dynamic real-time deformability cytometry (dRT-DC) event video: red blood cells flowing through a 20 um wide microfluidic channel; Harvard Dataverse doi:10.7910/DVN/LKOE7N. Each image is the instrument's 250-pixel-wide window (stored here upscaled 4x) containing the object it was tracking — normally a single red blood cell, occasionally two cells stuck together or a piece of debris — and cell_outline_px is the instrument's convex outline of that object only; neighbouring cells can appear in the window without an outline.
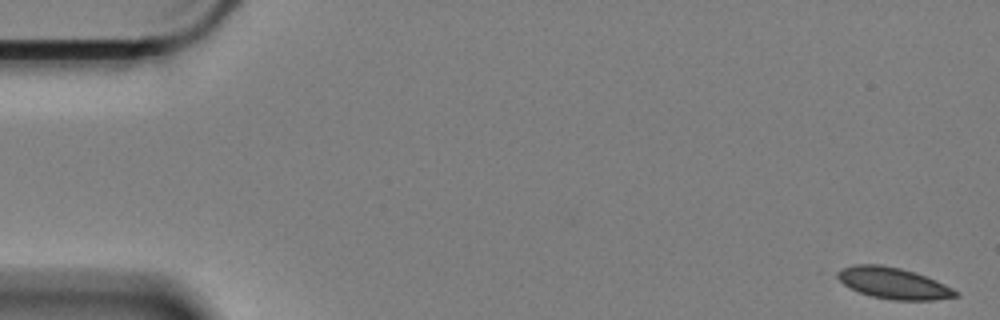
{"species": "Egyptian fruit bat (a non-hibernating species)", "species_latin": "Rousettus aegyptiacus", "temperature_condition": "cold", "stored_images_in_passage": 22, "camera_frame_rate_fps": 3000, "um_per_image_px": 0.085, "animal": {"sex": "female"}, "frame": {"image": 1, "passage_image": 1, "time_ms": 0.0, "image_size_px": [1000, 320], "cell_outline_px": [[960, 296], [932, 300], [892, 300], [872, 296], [860, 292], [844, 284], [836, 276], [836, 272], [844, 268], [856, 264], [880, 264], [900, 268], [924, 276], [944, 284], [960, 292]], "centroid_in_image_um": [75.95, 24.07], "position_along_channel_um": 9.0, "area_um2": 21.21}}
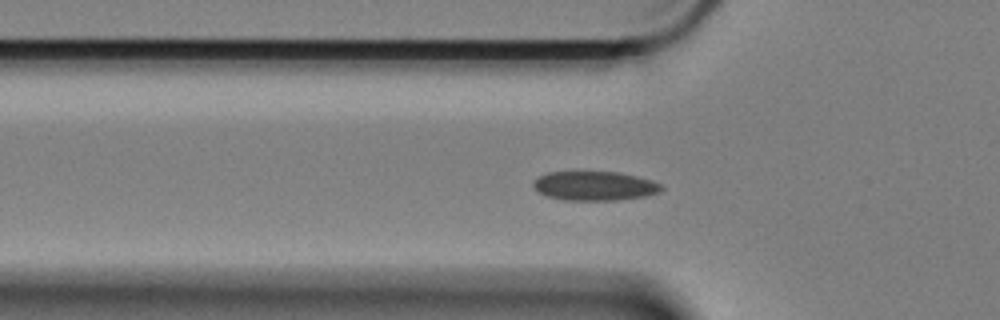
{"frame": {"image": 2, "passage_image": 19, "time_ms": 6.0, "image_size_px": [1000, 320], "cell_outline_px": [[664, 188], [660, 192], [644, 196], [616, 200], [564, 200], [548, 196], [540, 192], [532, 184], [540, 176], [548, 172], [620, 172], [652, 180], [660, 184]], "centroid_in_image_um": [50.58, 15.8], "position_along_channel_um": 75.2, "area_um2": 21.56}}